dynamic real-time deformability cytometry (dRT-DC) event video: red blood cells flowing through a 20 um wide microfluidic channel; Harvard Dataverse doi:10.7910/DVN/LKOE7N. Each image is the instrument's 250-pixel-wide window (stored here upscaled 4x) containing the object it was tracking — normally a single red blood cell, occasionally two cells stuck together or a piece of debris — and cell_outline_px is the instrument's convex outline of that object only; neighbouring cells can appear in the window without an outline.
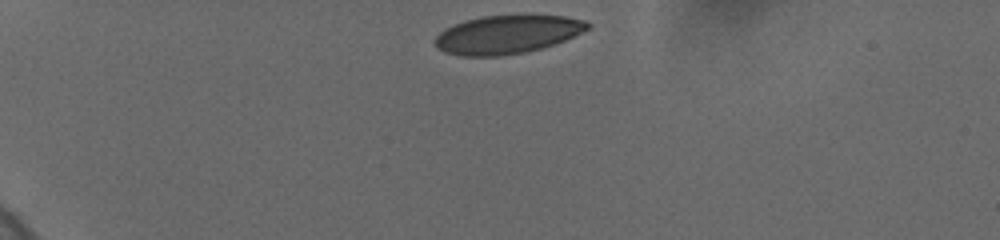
{"species": "human", "species_latin": "Homo sapiens", "temperature_condition": "cold", "stored_images_in_passage": 5, "camera_frame_rate_fps": 3000, "um_per_image_px": 0.085, "donor": {"sex": "female"}, "frame": {"image": 1, "passage_image": 1, "time_ms": 0.0, "image_size_px": [1000, 240], "cell_outline_px": [[592, 28], [564, 40], [540, 48], [524, 52], [500, 56], [460, 56], [444, 52], [436, 48], [432, 40], [444, 28], [464, 20], [484, 16], [564, 16], [584, 20], [592, 24]], "centroid_in_image_um": [43.07, 2.94], "position_along_channel_um": 41.9, "area_um2": 34.1}}
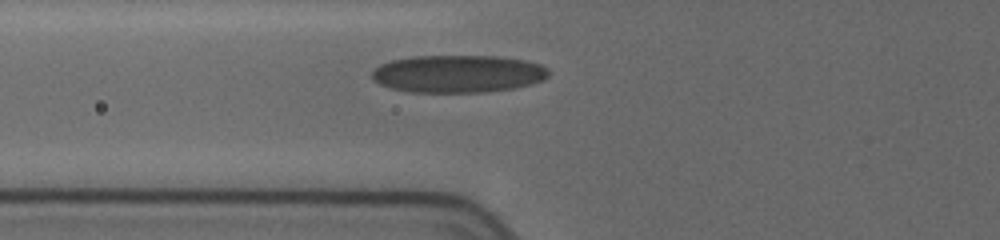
{"frame": {"image": 2, "passage_image": 5, "time_ms": 3.0, "image_size_px": [1000, 240], "cell_outline_px": [[548, 76], [544, 80], [532, 84], [512, 88], [484, 92], [408, 92], [392, 88], [380, 84], [372, 80], [372, 72], [380, 64], [392, 60], [412, 56], [496, 56], [524, 60], [540, 64], [548, 68]], "centroid_in_image_um": [38.93, 6.27], "position_along_channel_um": 86.9, "area_um2": 38.73}}